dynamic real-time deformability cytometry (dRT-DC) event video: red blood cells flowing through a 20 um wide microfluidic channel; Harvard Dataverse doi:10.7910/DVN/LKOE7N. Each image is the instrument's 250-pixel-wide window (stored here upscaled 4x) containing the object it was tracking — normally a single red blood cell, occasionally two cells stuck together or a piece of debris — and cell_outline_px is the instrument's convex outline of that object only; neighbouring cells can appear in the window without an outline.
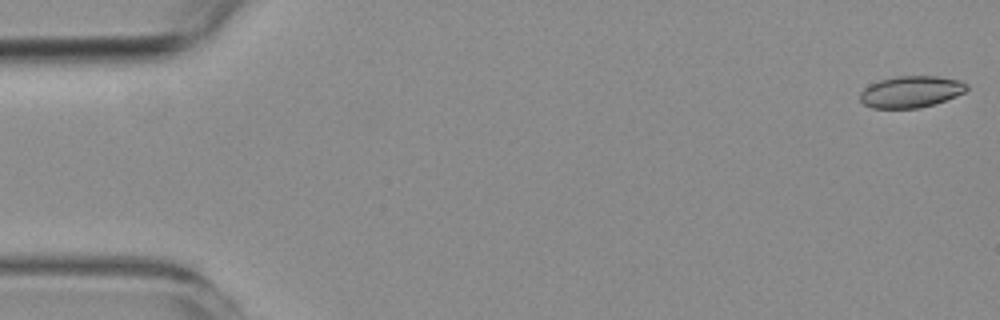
{"species": "common noctule bat (a hibernating species)", "species_latin": "Nyctalus noctula", "temperature_condition": "room temperature", "stored_images_in_passage": 26, "camera_frame_rate_fps": 3000, "um_per_image_px": 0.085, "animal": {"sex": "female", "body_mass_g": 19.3, "forearm_length_mm": 54.1}, "frame": {"image": 1, "passage_image": 1, "time_ms": 0.0, "image_size_px": [1000, 320], "cell_outline_px": [[968, 88], [964, 92], [956, 96], [920, 108], [872, 108], [864, 104], [860, 100], [860, 92], [864, 88], [880, 80], [896, 76], [936, 76], [960, 80], [968, 84]], "centroid_in_image_um": [77.43, 7.79], "position_along_channel_um": 7.6, "area_um2": 19.54}}
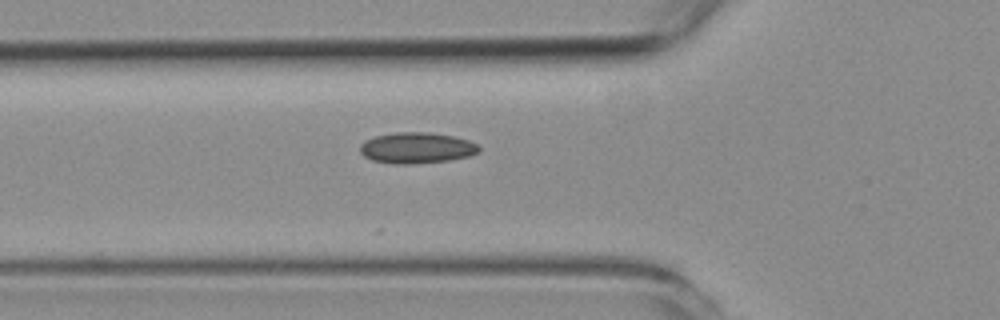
{"frame": {"image": 2, "passage_image": 19, "time_ms": 6.0, "image_size_px": [1000, 320], "cell_outline_px": [[480, 152], [468, 156], [448, 160], [412, 164], [396, 164], [372, 160], [364, 156], [360, 152], [360, 144], [364, 140], [376, 136], [396, 132], [428, 132], [452, 136], [468, 140], [476, 144], [480, 148]], "centroid_in_image_um": [35.39, 12.57], "position_along_channel_um": 90.4, "area_um2": 21.39}}
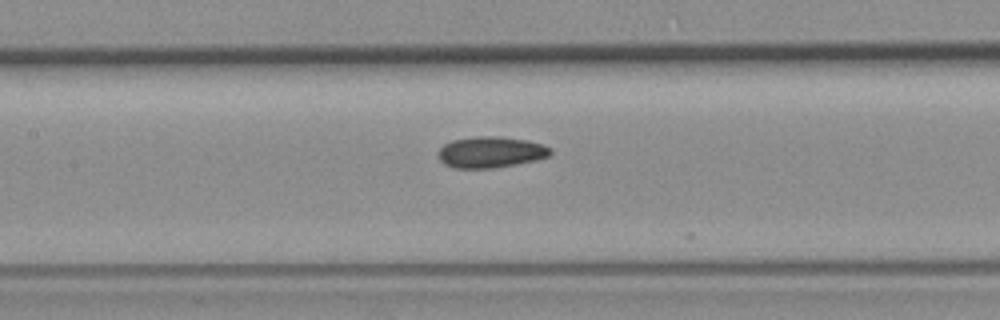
{"frame": {"image": 3, "passage_image": 25, "time_ms": 8.0, "image_size_px": [1000, 320], "cell_outline_px": [[552, 152], [548, 156], [536, 160], [516, 164], [492, 168], [452, 168], [444, 164], [440, 160], [440, 148], [444, 144], [452, 140], [476, 136], [500, 136], [528, 140], [544, 144], [552, 148]], "centroid_in_image_um": [41.74, 12.92], "position_along_channel_um": 165.7, "area_um2": 20.46}}